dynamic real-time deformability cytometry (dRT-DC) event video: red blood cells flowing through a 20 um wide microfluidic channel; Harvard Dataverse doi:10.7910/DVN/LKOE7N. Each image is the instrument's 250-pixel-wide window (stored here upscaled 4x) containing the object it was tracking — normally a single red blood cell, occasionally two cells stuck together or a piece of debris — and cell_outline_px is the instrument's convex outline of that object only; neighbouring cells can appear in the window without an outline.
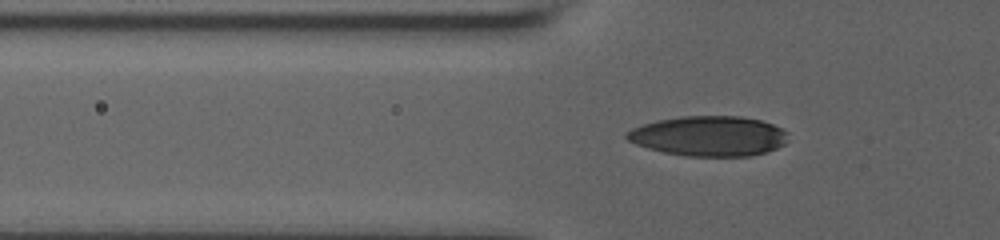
{"species": "human", "species_latin": "Homo sapiens", "temperature_condition": "room temperature", "stored_images_in_passage": 45, "camera_frame_rate_fps": 3000, "um_per_image_px": 0.085, "donor": {"sex": "male"}, "frame": {"image": 1, "passage_image": 15, "time_ms": 4.667, "image_size_px": [1000, 240], "cell_outline_px": [[788, 132], [784, 144], [776, 148], [764, 152], [748, 156], [684, 156], [664, 152], [648, 148], [636, 144], [628, 140], [624, 136], [632, 128], [656, 120], [680, 116], [740, 116], [760, 120], [772, 124]], "centroid_in_image_um": [60.23, 11.56], "position_along_channel_um": 65.6, "area_um2": 37.51}}
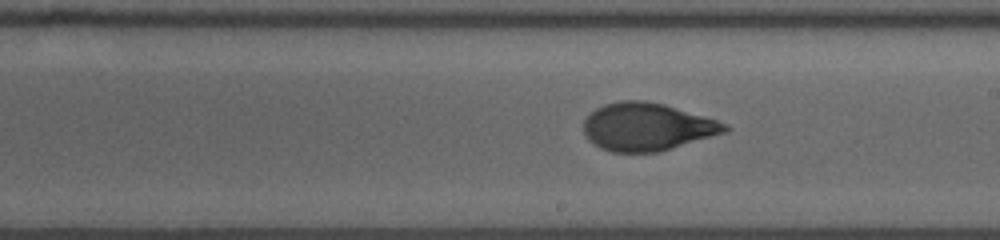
{"frame": {"image": 2, "passage_image": 28, "time_ms": 9.0, "image_size_px": [1000, 240], "cell_outline_px": [[732, 128], [724, 132], [660, 152], [612, 152], [600, 148], [588, 140], [584, 132], [584, 120], [596, 108], [604, 104], [620, 100], [644, 100], [664, 104], [716, 120], [728, 124]], "centroid_in_image_um": [54.98, 10.78], "position_along_channel_um": 234.0, "area_um2": 39.13}}
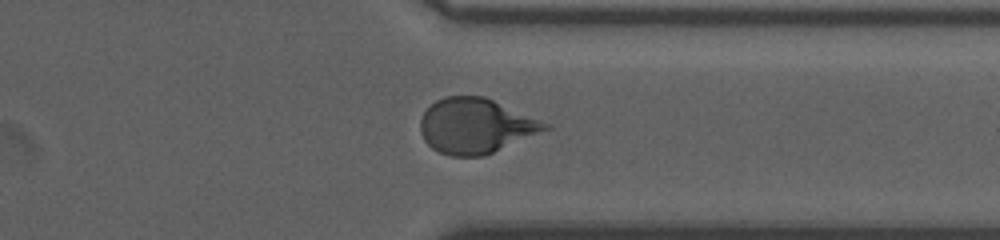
{"frame": {"image": 3, "passage_image": 39, "time_ms": 12.667, "image_size_px": [1000, 240], "cell_outline_px": [[552, 128], [484, 156], [448, 156], [432, 148], [424, 140], [420, 132], [420, 120], [424, 112], [436, 100], [444, 96], [484, 96], [548, 124]], "centroid_in_image_um": [40.4, 10.71], "position_along_channel_um": 371.0, "area_um2": 39.71}}